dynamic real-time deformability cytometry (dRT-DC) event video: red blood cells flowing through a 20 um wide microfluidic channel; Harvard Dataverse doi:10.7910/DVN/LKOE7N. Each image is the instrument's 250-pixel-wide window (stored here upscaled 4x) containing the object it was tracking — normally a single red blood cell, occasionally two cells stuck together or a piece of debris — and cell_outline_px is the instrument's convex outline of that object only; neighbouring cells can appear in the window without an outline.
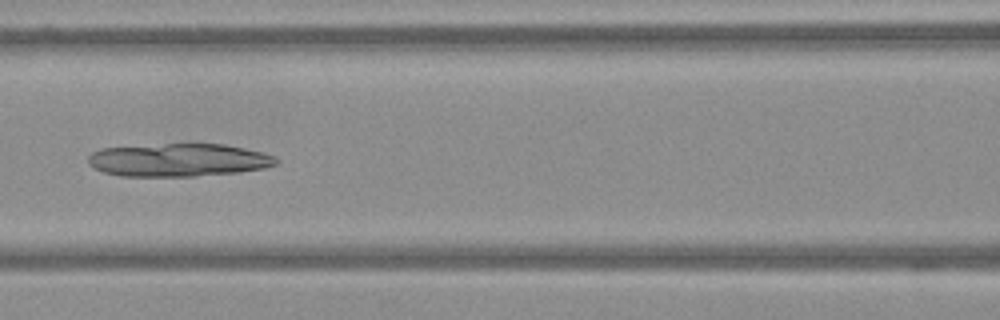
{"species": "Egyptian fruit bat (a non-hibernating species)", "species_latin": "Rousettus aegyptiacus", "temperature_condition": "warm", "stored_images_in_passage": 47, "camera_frame_rate_fps": 3000, "um_per_image_px": 0.085, "frame": {"image": 1, "passage_image": 26, "time_ms": 8.333, "image_size_px": [1000, 320], "cell_outline_px": [[280, 160], [276, 164], [264, 168], [240, 172], [196, 176], [120, 176], [104, 172], [92, 168], [88, 164], [88, 156], [92, 152], [100, 148], [164, 144], [224, 144], [264, 152], [276, 156]], "centroid_in_image_um": [15.18, 13.6], "position_along_channel_um": 151.4, "area_um2": 36.41}}
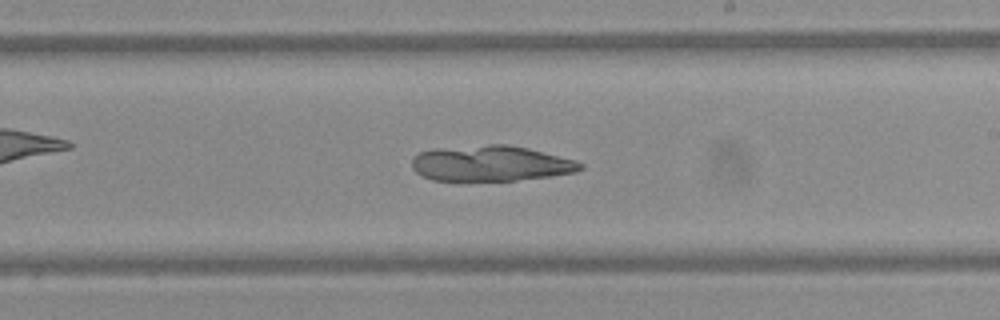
{"frame": {"image": 2, "passage_image": 35, "time_ms": 11.333, "image_size_px": [1000, 320], "cell_outline_px": [[584, 168], [576, 172], [548, 176], [516, 180], [432, 180], [416, 172], [412, 168], [412, 156], [420, 152], [432, 148], [488, 144], [508, 144], [528, 148], [576, 160], [584, 164]], "centroid_in_image_um": [41.7, 13.87], "position_along_channel_um": 247.3, "area_um2": 35.03}}
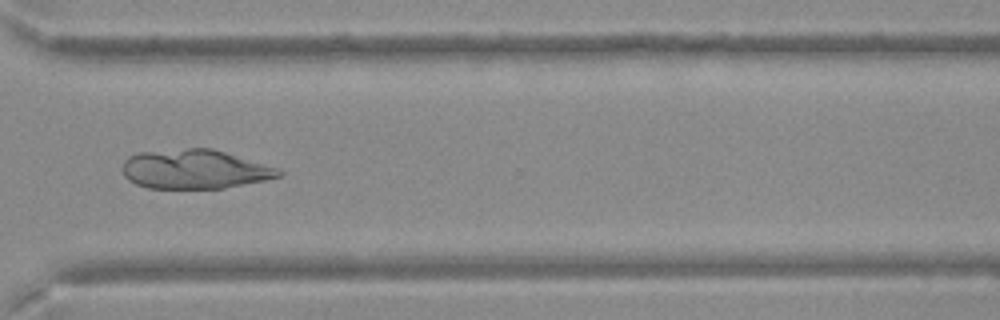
{"frame": {"image": 3, "passage_image": 45, "time_ms": 14.667, "image_size_px": [1000, 320], "cell_outline_px": [[284, 172], [280, 176], [264, 180], [224, 188], [148, 188], [136, 184], [128, 180], [124, 176], [124, 160], [128, 156], [136, 152], [188, 148], [212, 148], [264, 164], [276, 168]], "centroid_in_image_um": [16.51, 14.38], "position_along_channel_um": 354.1, "area_um2": 35.49}}